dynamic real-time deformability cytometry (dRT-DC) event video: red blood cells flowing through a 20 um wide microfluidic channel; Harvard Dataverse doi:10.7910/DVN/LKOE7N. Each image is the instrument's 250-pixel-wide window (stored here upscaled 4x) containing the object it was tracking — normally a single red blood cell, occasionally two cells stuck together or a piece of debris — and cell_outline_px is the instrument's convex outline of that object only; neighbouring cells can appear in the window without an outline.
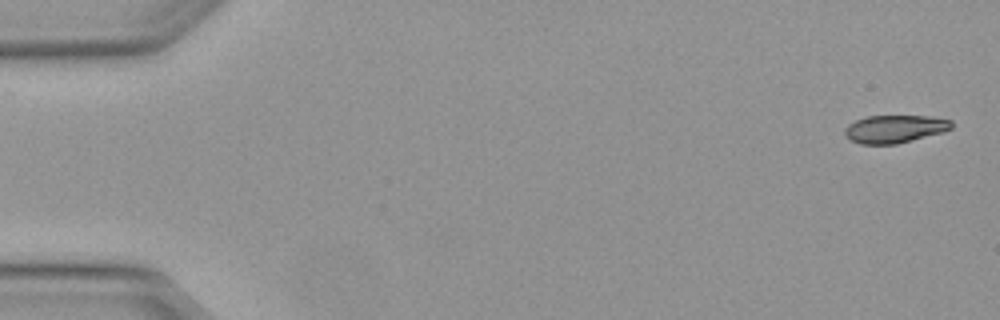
{"species": "Egyptian fruit bat (a non-hibernating species)", "species_latin": "Rousettus aegyptiacus", "temperature_condition": "warm", "stored_images_in_passage": 6, "camera_frame_rate_fps": 3000, "um_per_image_px": 0.085, "animal": {"sex": "female"}, "frame": {"image": 1, "passage_image": 1, "time_ms": 0.0, "image_size_px": [1000, 320], "cell_outline_px": [[952, 128], [944, 132], [896, 144], [860, 144], [844, 136], [844, 128], [848, 124], [856, 120], [868, 116], [932, 116], [952, 120]], "centroid_in_image_um": [76.05, 10.95], "position_along_channel_um": 8.9, "area_um2": 17.4}}
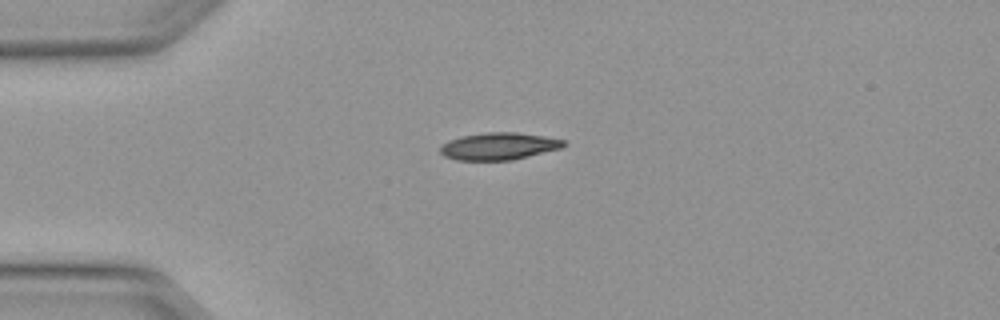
{"frame": {"image": 2, "passage_image": 4, "time_ms": 1.0, "image_size_px": [1000, 320], "cell_outline_px": [[568, 144], [564, 148], [512, 160], [456, 160], [444, 156], [440, 152], [440, 148], [448, 140], [460, 136], [488, 132], [516, 132], [544, 136], [564, 140]], "centroid_in_image_um": [42.44, 12.43], "position_along_channel_um": 42.6, "area_um2": 19.71}}
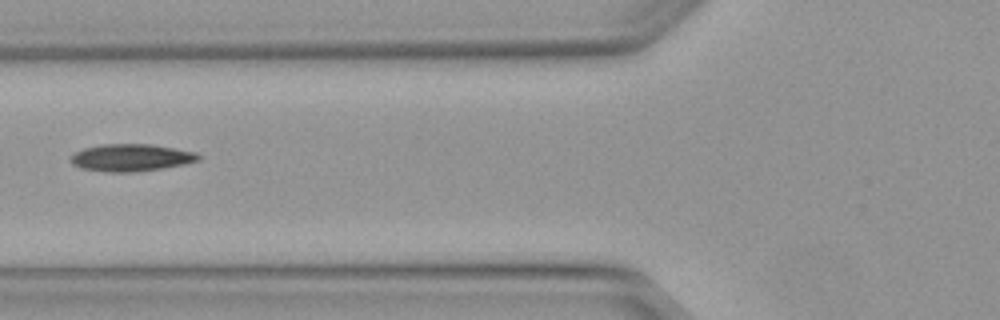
{"frame": {"image": 3, "passage_image": 6, "time_ms": 1.667, "image_size_px": [1000, 320], "cell_outline_px": [[200, 160], [184, 164], [164, 168], [132, 172], [108, 172], [80, 168], [72, 164], [68, 160], [76, 152], [84, 148], [100, 144], [152, 144], [196, 152], [200, 156]], "centroid_in_image_um": [11.13, 13.4], "position_along_channel_um": 114.7, "area_um2": 20.35}}